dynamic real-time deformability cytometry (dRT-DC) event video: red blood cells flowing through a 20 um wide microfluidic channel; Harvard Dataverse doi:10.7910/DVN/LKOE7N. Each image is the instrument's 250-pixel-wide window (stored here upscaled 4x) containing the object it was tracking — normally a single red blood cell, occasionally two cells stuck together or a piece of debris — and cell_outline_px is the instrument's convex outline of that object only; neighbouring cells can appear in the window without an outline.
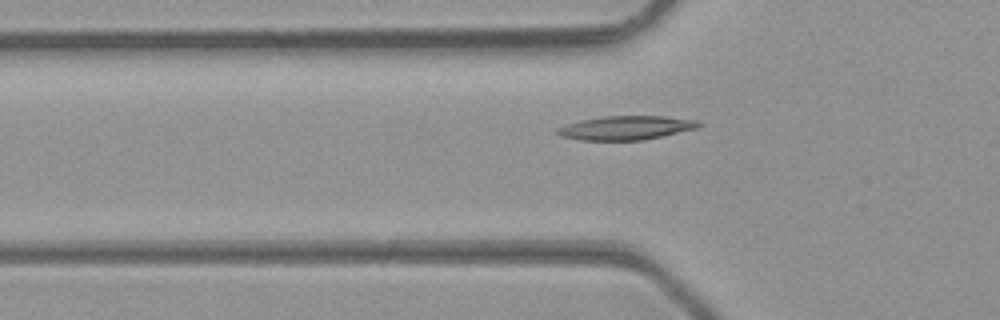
{"species": "common noctule bat (a hibernating species)", "species_latin": "Nyctalus noctula", "temperature_condition": "room temperature", "stored_images_in_passage": 35, "camera_frame_rate_fps": 3000, "um_per_image_px": 0.085, "animal": {"sex": "male", "body_mass_g": 23.1, "forearm_length_mm": 52.7}, "frame": {"image": 1, "passage_image": 6, "time_ms": 1.667, "image_size_px": [1000, 320], "cell_outline_px": [[704, 124], [700, 128], [644, 140], [580, 140], [560, 136], [556, 132], [556, 128], [580, 120], [604, 116], [664, 116], [696, 120]], "centroid_in_image_um": [53.25, 10.86], "position_along_channel_um": 72.5, "area_um2": 19.83}}
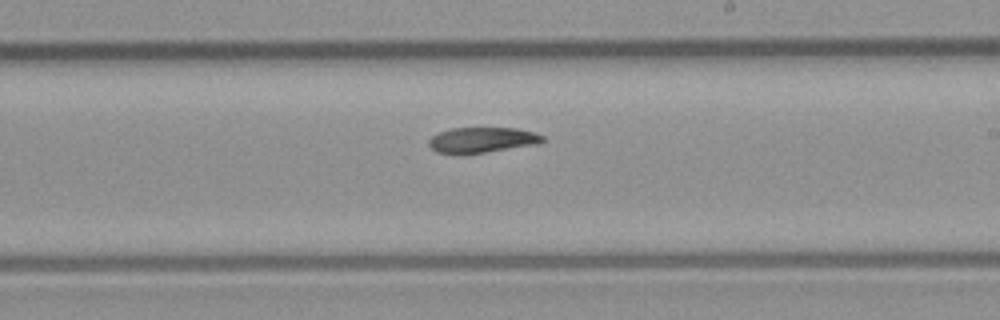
{"frame": {"image": 2, "passage_image": 18, "time_ms": 5.667, "image_size_px": [1000, 320], "cell_outline_px": [[544, 140], [536, 144], [484, 152], [436, 152], [428, 144], [428, 140], [436, 132], [452, 128], [516, 128], [532, 132], [544, 136]], "centroid_in_image_um": [40.95, 11.86], "position_along_channel_um": 248.0, "area_um2": 16.36}}
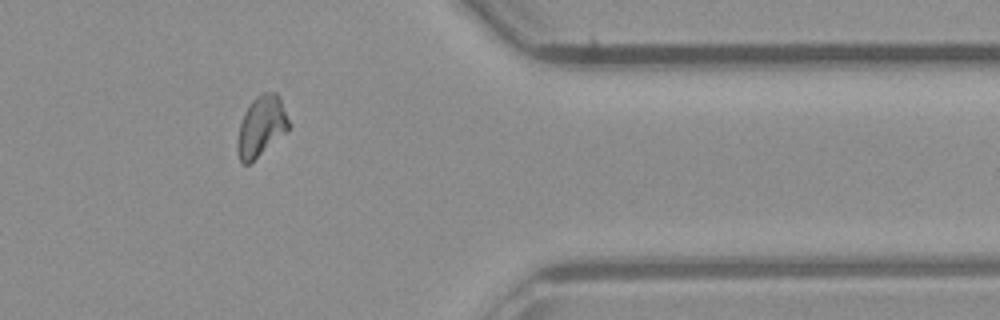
{"frame": {"image": 3, "passage_image": 29, "time_ms": 9.333, "image_size_px": [1000, 320], "cell_outline_px": [[288, 128], [284, 132], [248, 164], [244, 164], [240, 160], [236, 148], [236, 144], [240, 124], [244, 112], [252, 100], [256, 96], [264, 92], [276, 92], [280, 100], [288, 120]], "centroid_in_image_um": [22.15, 10.7], "position_along_channel_um": 389.3, "area_um2": 17.34}}